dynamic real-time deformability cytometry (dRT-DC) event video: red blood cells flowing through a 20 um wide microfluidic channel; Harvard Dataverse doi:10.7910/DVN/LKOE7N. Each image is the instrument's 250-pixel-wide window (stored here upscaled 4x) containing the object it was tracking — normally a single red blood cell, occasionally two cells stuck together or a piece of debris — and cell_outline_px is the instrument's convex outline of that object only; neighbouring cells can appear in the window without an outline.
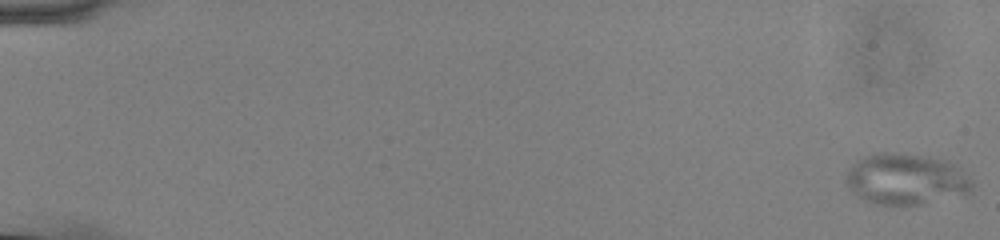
{"species": "common noctule bat (a hibernating species)", "species_latin": "Nyctalus noctula", "temperature_condition": "cold", "stored_images_in_passage": 56, "camera_frame_rate_fps": 3000, "um_per_image_px": 0.085, "animal": {"sex": "male", "body_mass_g": 13.0, "forearm_length_mm": 53.1}, "frame": {"image": 1, "passage_image": 1, "time_ms": 0.0, "image_size_px": [1000, 240], "cell_outline_px": [[972, 192], [968, 196], [920, 204], [880, 204], [856, 196], [844, 184], [844, 176], [848, 168], [856, 160], [864, 156], [876, 152], [892, 152], [920, 156], [944, 160], [960, 168], [972, 180]], "centroid_in_image_um": [77.0, 15.24], "position_along_channel_um": 8.0, "area_um2": 37.97}}
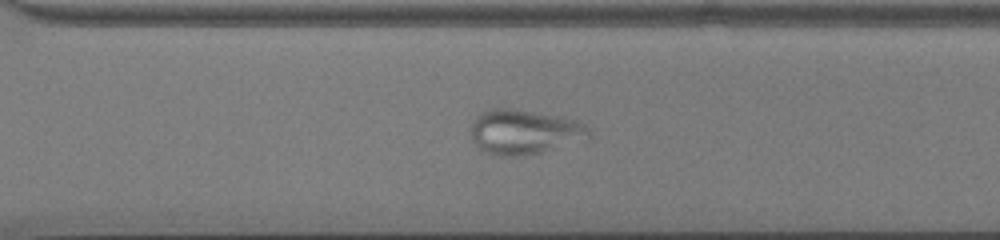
{"frame": {"image": 2, "passage_image": 41, "time_ms": 13.333, "image_size_px": [1000, 240], "cell_outline_px": [[592, 140], [540, 152], [520, 156], [496, 156], [480, 148], [472, 140], [468, 128], [472, 120], [480, 112], [488, 108], [516, 108], [560, 116], [584, 124], [588, 128], [592, 136]], "centroid_in_image_um": [44.56, 11.2], "position_along_channel_um": 326.0, "area_um2": 31.56}}
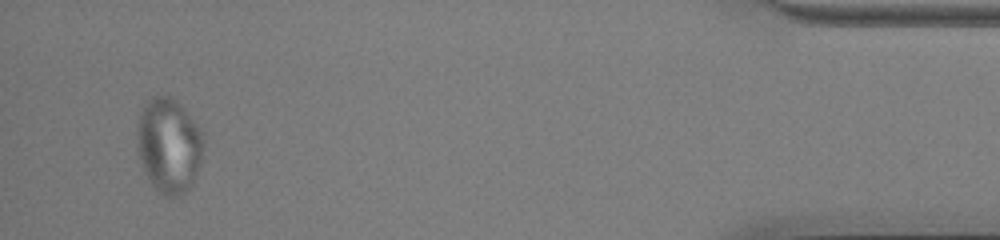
{"frame": {"image": 3, "passage_image": 54, "time_ms": 17.667, "image_size_px": [1000, 240], "cell_outline_px": [[204, 140], [200, 164], [192, 184], [180, 196], [164, 196], [148, 180], [140, 164], [136, 144], [136, 140], [140, 108], [152, 96], [172, 96], [180, 104], [200, 128], [204, 136]], "centroid_in_image_um": [14.33, 12.35], "position_along_channel_um": 420.9, "area_um2": 37.05}}